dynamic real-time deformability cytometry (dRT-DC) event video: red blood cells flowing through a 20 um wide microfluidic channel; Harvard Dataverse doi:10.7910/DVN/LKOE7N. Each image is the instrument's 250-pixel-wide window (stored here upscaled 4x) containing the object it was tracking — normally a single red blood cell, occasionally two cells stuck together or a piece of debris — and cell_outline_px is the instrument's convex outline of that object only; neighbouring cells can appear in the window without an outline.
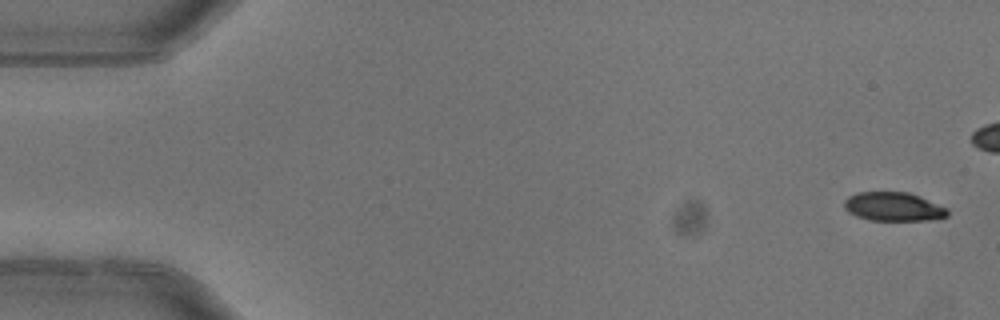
{"species": "common noctule bat (a hibernating species)", "species_latin": "Nyctalus noctula", "temperature_condition": "warm", "stored_images_in_passage": 6, "camera_frame_rate_fps": 3000, "um_per_image_px": 0.085, "animal": {"sex": "female"}, "frame": {"image": 1, "passage_image": 1, "time_ms": 0.0, "image_size_px": [1000, 320], "cell_outline_px": [[948, 216], [928, 220], [868, 220], [856, 216], [848, 212], [844, 208], [844, 200], [848, 196], [856, 192], [908, 192], [920, 196], [948, 208]], "centroid_in_image_um": [75.92, 17.56], "position_along_channel_um": 9.1, "area_um2": 17.46}}